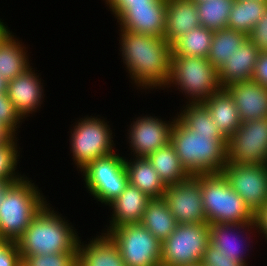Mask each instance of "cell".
<instances>
[{
	"mask_svg": "<svg viewBox=\"0 0 267 266\" xmlns=\"http://www.w3.org/2000/svg\"><path fill=\"white\" fill-rule=\"evenodd\" d=\"M120 32L123 63L135 85L147 89L166 88L170 77L171 44L164 37L127 30Z\"/></svg>",
	"mask_w": 267,
	"mask_h": 266,
	"instance_id": "6da1fadb",
	"label": "cell"
},
{
	"mask_svg": "<svg viewBox=\"0 0 267 266\" xmlns=\"http://www.w3.org/2000/svg\"><path fill=\"white\" fill-rule=\"evenodd\" d=\"M170 143L191 176L222 173L227 163V139L222 134L193 132L177 117L172 125Z\"/></svg>",
	"mask_w": 267,
	"mask_h": 266,
	"instance_id": "7a4b0ae2",
	"label": "cell"
},
{
	"mask_svg": "<svg viewBox=\"0 0 267 266\" xmlns=\"http://www.w3.org/2000/svg\"><path fill=\"white\" fill-rule=\"evenodd\" d=\"M50 209L46 203L17 240L20 255L77 252L80 238L73 226Z\"/></svg>",
	"mask_w": 267,
	"mask_h": 266,
	"instance_id": "3957f363",
	"label": "cell"
},
{
	"mask_svg": "<svg viewBox=\"0 0 267 266\" xmlns=\"http://www.w3.org/2000/svg\"><path fill=\"white\" fill-rule=\"evenodd\" d=\"M26 177L14 183L0 205V240L16 243L47 203ZM46 200V201H45Z\"/></svg>",
	"mask_w": 267,
	"mask_h": 266,
	"instance_id": "277c9868",
	"label": "cell"
},
{
	"mask_svg": "<svg viewBox=\"0 0 267 266\" xmlns=\"http://www.w3.org/2000/svg\"><path fill=\"white\" fill-rule=\"evenodd\" d=\"M200 187L208 224L254 223V213L223 173L200 174Z\"/></svg>",
	"mask_w": 267,
	"mask_h": 266,
	"instance_id": "5b68a950",
	"label": "cell"
},
{
	"mask_svg": "<svg viewBox=\"0 0 267 266\" xmlns=\"http://www.w3.org/2000/svg\"><path fill=\"white\" fill-rule=\"evenodd\" d=\"M173 84L189 96V104L204 103L221 86L218 70L207 58L171 55L170 77L167 88ZM169 85V86H168ZM192 100V101H191Z\"/></svg>",
	"mask_w": 267,
	"mask_h": 266,
	"instance_id": "8992f818",
	"label": "cell"
},
{
	"mask_svg": "<svg viewBox=\"0 0 267 266\" xmlns=\"http://www.w3.org/2000/svg\"><path fill=\"white\" fill-rule=\"evenodd\" d=\"M210 243L208 223L177 224L174 232L162 241L161 266H192L201 264Z\"/></svg>",
	"mask_w": 267,
	"mask_h": 266,
	"instance_id": "52a82bcc",
	"label": "cell"
},
{
	"mask_svg": "<svg viewBox=\"0 0 267 266\" xmlns=\"http://www.w3.org/2000/svg\"><path fill=\"white\" fill-rule=\"evenodd\" d=\"M107 122L95 117L80 119L71 130V152L79 170L97 158L114 153L112 130ZM73 131V132H72Z\"/></svg>",
	"mask_w": 267,
	"mask_h": 266,
	"instance_id": "ba28073f",
	"label": "cell"
},
{
	"mask_svg": "<svg viewBox=\"0 0 267 266\" xmlns=\"http://www.w3.org/2000/svg\"><path fill=\"white\" fill-rule=\"evenodd\" d=\"M124 162L125 158L114 152L81 170L85 187L96 200L108 205L123 192L129 183Z\"/></svg>",
	"mask_w": 267,
	"mask_h": 266,
	"instance_id": "9c48e42d",
	"label": "cell"
},
{
	"mask_svg": "<svg viewBox=\"0 0 267 266\" xmlns=\"http://www.w3.org/2000/svg\"><path fill=\"white\" fill-rule=\"evenodd\" d=\"M108 235L127 266H161L162 242L141 223L121 225Z\"/></svg>",
	"mask_w": 267,
	"mask_h": 266,
	"instance_id": "30bf717a",
	"label": "cell"
},
{
	"mask_svg": "<svg viewBox=\"0 0 267 266\" xmlns=\"http://www.w3.org/2000/svg\"><path fill=\"white\" fill-rule=\"evenodd\" d=\"M227 162L267 165V118L240 124L227 140Z\"/></svg>",
	"mask_w": 267,
	"mask_h": 266,
	"instance_id": "8fae6325",
	"label": "cell"
},
{
	"mask_svg": "<svg viewBox=\"0 0 267 266\" xmlns=\"http://www.w3.org/2000/svg\"><path fill=\"white\" fill-rule=\"evenodd\" d=\"M222 173L254 214L267 201V165L227 162Z\"/></svg>",
	"mask_w": 267,
	"mask_h": 266,
	"instance_id": "7c38bea8",
	"label": "cell"
},
{
	"mask_svg": "<svg viewBox=\"0 0 267 266\" xmlns=\"http://www.w3.org/2000/svg\"><path fill=\"white\" fill-rule=\"evenodd\" d=\"M163 198L177 224L207 223L203 209L200 174L167 186Z\"/></svg>",
	"mask_w": 267,
	"mask_h": 266,
	"instance_id": "4fadbf2b",
	"label": "cell"
},
{
	"mask_svg": "<svg viewBox=\"0 0 267 266\" xmlns=\"http://www.w3.org/2000/svg\"><path fill=\"white\" fill-rule=\"evenodd\" d=\"M130 125L129 144L136 158H147L151 153L170 142V133L174 119L163 121L157 117L136 118ZM167 122V123H166ZM131 140V141H130Z\"/></svg>",
	"mask_w": 267,
	"mask_h": 266,
	"instance_id": "5bb4252c",
	"label": "cell"
},
{
	"mask_svg": "<svg viewBox=\"0 0 267 266\" xmlns=\"http://www.w3.org/2000/svg\"><path fill=\"white\" fill-rule=\"evenodd\" d=\"M167 0L156 5L129 7L118 19L120 30L164 37Z\"/></svg>",
	"mask_w": 267,
	"mask_h": 266,
	"instance_id": "9a60e30c",
	"label": "cell"
},
{
	"mask_svg": "<svg viewBox=\"0 0 267 266\" xmlns=\"http://www.w3.org/2000/svg\"><path fill=\"white\" fill-rule=\"evenodd\" d=\"M31 66L8 82L7 95L22 118L41 106L43 85ZM36 109V111H35Z\"/></svg>",
	"mask_w": 267,
	"mask_h": 266,
	"instance_id": "2e32d148",
	"label": "cell"
},
{
	"mask_svg": "<svg viewBox=\"0 0 267 266\" xmlns=\"http://www.w3.org/2000/svg\"><path fill=\"white\" fill-rule=\"evenodd\" d=\"M232 95L241 122L267 118V87L250 80L226 87Z\"/></svg>",
	"mask_w": 267,
	"mask_h": 266,
	"instance_id": "e0dca14e",
	"label": "cell"
},
{
	"mask_svg": "<svg viewBox=\"0 0 267 266\" xmlns=\"http://www.w3.org/2000/svg\"><path fill=\"white\" fill-rule=\"evenodd\" d=\"M150 199L147 194L128 183L123 192L108 204L113 209V215L105 234L121 225L140 223Z\"/></svg>",
	"mask_w": 267,
	"mask_h": 266,
	"instance_id": "ac0fdd59",
	"label": "cell"
},
{
	"mask_svg": "<svg viewBox=\"0 0 267 266\" xmlns=\"http://www.w3.org/2000/svg\"><path fill=\"white\" fill-rule=\"evenodd\" d=\"M258 55V48L247 39L218 70L221 88L237 82L250 81L254 74Z\"/></svg>",
	"mask_w": 267,
	"mask_h": 266,
	"instance_id": "d6986e66",
	"label": "cell"
},
{
	"mask_svg": "<svg viewBox=\"0 0 267 266\" xmlns=\"http://www.w3.org/2000/svg\"><path fill=\"white\" fill-rule=\"evenodd\" d=\"M196 2L167 0L164 38L172 45L180 36L200 26Z\"/></svg>",
	"mask_w": 267,
	"mask_h": 266,
	"instance_id": "ffe728a7",
	"label": "cell"
},
{
	"mask_svg": "<svg viewBox=\"0 0 267 266\" xmlns=\"http://www.w3.org/2000/svg\"><path fill=\"white\" fill-rule=\"evenodd\" d=\"M101 234L89 244L81 245L79 240L78 266H127L116 243L108 234Z\"/></svg>",
	"mask_w": 267,
	"mask_h": 266,
	"instance_id": "44dd1931",
	"label": "cell"
},
{
	"mask_svg": "<svg viewBox=\"0 0 267 266\" xmlns=\"http://www.w3.org/2000/svg\"><path fill=\"white\" fill-rule=\"evenodd\" d=\"M203 104L221 134L228 140L242 123L232 95L226 88H220Z\"/></svg>",
	"mask_w": 267,
	"mask_h": 266,
	"instance_id": "7402d4cb",
	"label": "cell"
},
{
	"mask_svg": "<svg viewBox=\"0 0 267 266\" xmlns=\"http://www.w3.org/2000/svg\"><path fill=\"white\" fill-rule=\"evenodd\" d=\"M125 168L130 185L137 187L150 198H161L167 186L147 158L125 159Z\"/></svg>",
	"mask_w": 267,
	"mask_h": 266,
	"instance_id": "603a6c76",
	"label": "cell"
},
{
	"mask_svg": "<svg viewBox=\"0 0 267 266\" xmlns=\"http://www.w3.org/2000/svg\"><path fill=\"white\" fill-rule=\"evenodd\" d=\"M252 228H255V223H214L209 224V230H210V243L213 244L215 247L219 249L221 253L226 255L227 257H231L233 261L241 262L244 266H247L246 260L243 257V251L245 249L244 246H242L243 243L242 240H237L238 235H236L234 231L239 229V232L241 229H246L250 231ZM236 237V238H235ZM242 241V242H241ZM240 244V245H239ZM242 247V248H241ZM242 249V250H241Z\"/></svg>",
	"mask_w": 267,
	"mask_h": 266,
	"instance_id": "cb8c5ba5",
	"label": "cell"
},
{
	"mask_svg": "<svg viewBox=\"0 0 267 266\" xmlns=\"http://www.w3.org/2000/svg\"><path fill=\"white\" fill-rule=\"evenodd\" d=\"M140 223L161 242L174 232L177 225L163 197L148 201Z\"/></svg>",
	"mask_w": 267,
	"mask_h": 266,
	"instance_id": "d4e9b609",
	"label": "cell"
},
{
	"mask_svg": "<svg viewBox=\"0 0 267 266\" xmlns=\"http://www.w3.org/2000/svg\"><path fill=\"white\" fill-rule=\"evenodd\" d=\"M147 159L166 186L177 184L191 176L180 163L179 157L170 142L151 153Z\"/></svg>",
	"mask_w": 267,
	"mask_h": 266,
	"instance_id": "484cf974",
	"label": "cell"
},
{
	"mask_svg": "<svg viewBox=\"0 0 267 266\" xmlns=\"http://www.w3.org/2000/svg\"><path fill=\"white\" fill-rule=\"evenodd\" d=\"M11 34L0 43V76L8 82L30 67L26 47Z\"/></svg>",
	"mask_w": 267,
	"mask_h": 266,
	"instance_id": "4316f807",
	"label": "cell"
},
{
	"mask_svg": "<svg viewBox=\"0 0 267 266\" xmlns=\"http://www.w3.org/2000/svg\"><path fill=\"white\" fill-rule=\"evenodd\" d=\"M266 8L267 0H234L227 21V28L248 36L263 16Z\"/></svg>",
	"mask_w": 267,
	"mask_h": 266,
	"instance_id": "83f0119b",
	"label": "cell"
},
{
	"mask_svg": "<svg viewBox=\"0 0 267 266\" xmlns=\"http://www.w3.org/2000/svg\"><path fill=\"white\" fill-rule=\"evenodd\" d=\"M247 39L244 33L234 29L214 31L207 59L219 70Z\"/></svg>",
	"mask_w": 267,
	"mask_h": 266,
	"instance_id": "f1b7e54d",
	"label": "cell"
},
{
	"mask_svg": "<svg viewBox=\"0 0 267 266\" xmlns=\"http://www.w3.org/2000/svg\"><path fill=\"white\" fill-rule=\"evenodd\" d=\"M213 33L214 31L201 25L192 29L171 45V55L207 58Z\"/></svg>",
	"mask_w": 267,
	"mask_h": 266,
	"instance_id": "f546056e",
	"label": "cell"
},
{
	"mask_svg": "<svg viewBox=\"0 0 267 266\" xmlns=\"http://www.w3.org/2000/svg\"><path fill=\"white\" fill-rule=\"evenodd\" d=\"M234 0H201L196 1L197 14L201 26L212 31L227 28L230 11Z\"/></svg>",
	"mask_w": 267,
	"mask_h": 266,
	"instance_id": "4dcf8cb0",
	"label": "cell"
},
{
	"mask_svg": "<svg viewBox=\"0 0 267 266\" xmlns=\"http://www.w3.org/2000/svg\"><path fill=\"white\" fill-rule=\"evenodd\" d=\"M183 109L177 118L188 129L204 134H221L212 120L210 112L203 103L187 104Z\"/></svg>",
	"mask_w": 267,
	"mask_h": 266,
	"instance_id": "1f68e13d",
	"label": "cell"
},
{
	"mask_svg": "<svg viewBox=\"0 0 267 266\" xmlns=\"http://www.w3.org/2000/svg\"><path fill=\"white\" fill-rule=\"evenodd\" d=\"M16 139V135H14L9 141L0 145V179L19 181L24 178V176H21V174L19 176V173L15 172L19 161L17 158L20 156L15 142Z\"/></svg>",
	"mask_w": 267,
	"mask_h": 266,
	"instance_id": "d6a6232c",
	"label": "cell"
},
{
	"mask_svg": "<svg viewBox=\"0 0 267 266\" xmlns=\"http://www.w3.org/2000/svg\"><path fill=\"white\" fill-rule=\"evenodd\" d=\"M20 256L21 266H78V252Z\"/></svg>",
	"mask_w": 267,
	"mask_h": 266,
	"instance_id": "836d02e7",
	"label": "cell"
},
{
	"mask_svg": "<svg viewBox=\"0 0 267 266\" xmlns=\"http://www.w3.org/2000/svg\"><path fill=\"white\" fill-rule=\"evenodd\" d=\"M22 119L7 93H0V124L7 127L15 135Z\"/></svg>",
	"mask_w": 267,
	"mask_h": 266,
	"instance_id": "e575fe53",
	"label": "cell"
},
{
	"mask_svg": "<svg viewBox=\"0 0 267 266\" xmlns=\"http://www.w3.org/2000/svg\"><path fill=\"white\" fill-rule=\"evenodd\" d=\"M202 266H244L241 262L233 261L219 251L217 247L209 243L204 251L201 261Z\"/></svg>",
	"mask_w": 267,
	"mask_h": 266,
	"instance_id": "d590c367",
	"label": "cell"
},
{
	"mask_svg": "<svg viewBox=\"0 0 267 266\" xmlns=\"http://www.w3.org/2000/svg\"><path fill=\"white\" fill-rule=\"evenodd\" d=\"M247 38L258 48L259 53H267V8Z\"/></svg>",
	"mask_w": 267,
	"mask_h": 266,
	"instance_id": "8d00e7d4",
	"label": "cell"
},
{
	"mask_svg": "<svg viewBox=\"0 0 267 266\" xmlns=\"http://www.w3.org/2000/svg\"><path fill=\"white\" fill-rule=\"evenodd\" d=\"M0 266H21L17 244L0 240Z\"/></svg>",
	"mask_w": 267,
	"mask_h": 266,
	"instance_id": "74e56055",
	"label": "cell"
},
{
	"mask_svg": "<svg viewBox=\"0 0 267 266\" xmlns=\"http://www.w3.org/2000/svg\"><path fill=\"white\" fill-rule=\"evenodd\" d=\"M160 0H106L115 18H119L129 7L140 5H156Z\"/></svg>",
	"mask_w": 267,
	"mask_h": 266,
	"instance_id": "f35d334b",
	"label": "cell"
},
{
	"mask_svg": "<svg viewBox=\"0 0 267 266\" xmlns=\"http://www.w3.org/2000/svg\"><path fill=\"white\" fill-rule=\"evenodd\" d=\"M251 80L267 87V53H259Z\"/></svg>",
	"mask_w": 267,
	"mask_h": 266,
	"instance_id": "ab89813d",
	"label": "cell"
},
{
	"mask_svg": "<svg viewBox=\"0 0 267 266\" xmlns=\"http://www.w3.org/2000/svg\"><path fill=\"white\" fill-rule=\"evenodd\" d=\"M254 223L257 230L265 235L267 239V201L264 205L254 214Z\"/></svg>",
	"mask_w": 267,
	"mask_h": 266,
	"instance_id": "60d3db41",
	"label": "cell"
},
{
	"mask_svg": "<svg viewBox=\"0 0 267 266\" xmlns=\"http://www.w3.org/2000/svg\"><path fill=\"white\" fill-rule=\"evenodd\" d=\"M18 181H11L8 179H0V205L2 200L4 199L7 191L9 190V188Z\"/></svg>",
	"mask_w": 267,
	"mask_h": 266,
	"instance_id": "b9f144b4",
	"label": "cell"
},
{
	"mask_svg": "<svg viewBox=\"0 0 267 266\" xmlns=\"http://www.w3.org/2000/svg\"><path fill=\"white\" fill-rule=\"evenodd\" d=\"M14 134L4 125L0 124V145L9 141Z\"/></svg>",
	"mask_w": 267,
	"mask_h": 266,
	"instance_id": "7bdbcfd3",
	"label": "cell"
},
{
	"mask_svg": "<svg viewBox=\"0 0 267 266\" xmlns=\"http://www.w3.org/2000/svg\"><path fill=\"white\" fill-rule=\"evenodd\" d=\"M10 33V30L7 26L4 25V22H1L0 19V43L5 39V37Z\"/></svg>",
	"mask_w": 267,
	"mask_h": 266,
	"instance_id": "ee69618b",
	"label": "cell"
},
{
	"mask_svg": "<svg viewBox=\"0 0 267 266\" xmlns=\"http://www.w3.org/2000/svg\"><path fill=\"white\" fill-rule=\"evenodd\" d=\"M8 81L0 76V93H7Z\"/></svg>",
	"mask_w": 267,
	"mask_h": 266,
	"instance_id": "f6af8a7d",
	"label": "cell"
}]
</instances>
